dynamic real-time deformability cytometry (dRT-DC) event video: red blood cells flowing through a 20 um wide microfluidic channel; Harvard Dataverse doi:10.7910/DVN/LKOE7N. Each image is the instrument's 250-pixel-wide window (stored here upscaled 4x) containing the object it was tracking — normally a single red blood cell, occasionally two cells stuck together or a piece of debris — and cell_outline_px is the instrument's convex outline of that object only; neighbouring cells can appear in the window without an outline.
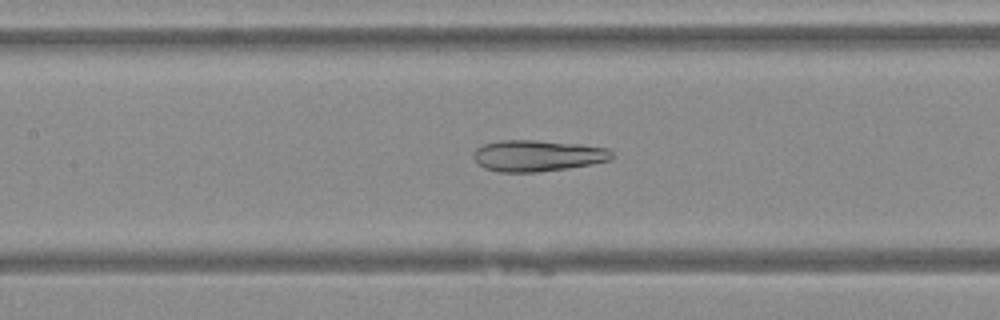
{"species": "Egyptian fruit bat (a non-hibernating species)", "species_latin": "Rousettus aegyptiacus", "temperature_condition": "warm", "stored_images_in_passage": 40, "camera_frame_rate_fps": 3000, "um_per_image_px": 0.085, "animal": {"sex": "female"}, "frame": {"image": 1, "passage_image": 13, "time_ms": 4.0, "image_size_px": [1000, 320], "cell_outline_px": [[612, 160], [592, 164], [568, 168], [536, 172], [496, 172], [484, 168], [476, 164], [472, 156], [472, 152], [476, 148], [484, 144], [500, 140], [536, 140], [580, 144], [608, 148], [612, 152]], "centroid_in_image_um": [45.65, 13.24], "position_along_channel_um": 161.8, "area_um2": 25.55}}
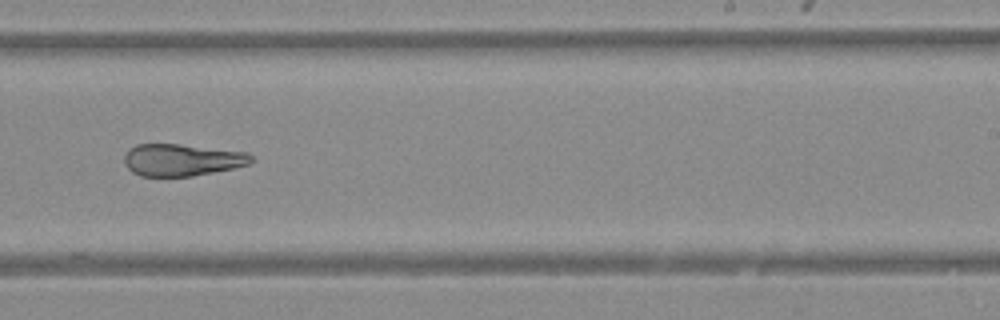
{"frame": {"image": 2, "passage_image": 21, "time_ms": 6.667, "image_size_px": [1000, 320], "cell_outline_px": [[252, 160], [248, 164], [236, 168], [192, 176], [140, 176], [132, 172], [124, 164], [124, 156], [128, 148], [136, 144], [180, 144], [248, 152], [252, 156]], "centroid_in_image_um": [15.44, 13.59], "position_along_channel_um": 273.6, "area_um2": 23.87}}
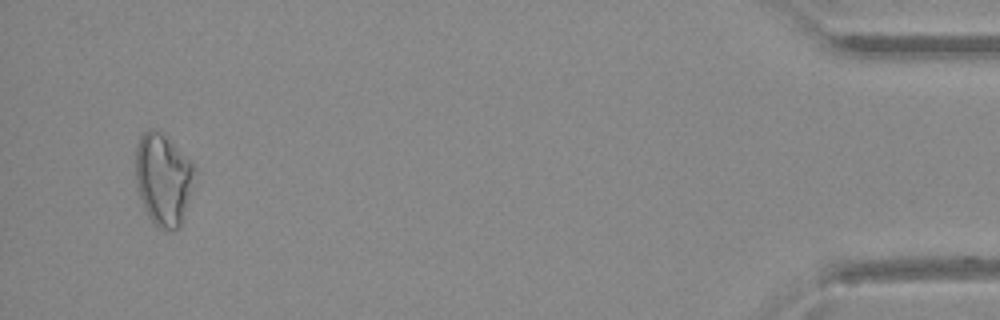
{"frame": {"image": 3, "passage_image": 37, "time_ms": 12.0, "image_size_px": [1000, 320], "cell_outline_px": [[192, 172], [188, 196], [184, 212], [180, 224], [172, 232], [160, 228], [148, 216], [144, 208], [136, 188], [136, 148], [140, 136], [148, 128], [156, 128], [164, 132], [192, 160]], "centroid_in_image_um": [13.82, 15.15], "position_along_channel_um": 421.4, "area_um2": 31.27}}